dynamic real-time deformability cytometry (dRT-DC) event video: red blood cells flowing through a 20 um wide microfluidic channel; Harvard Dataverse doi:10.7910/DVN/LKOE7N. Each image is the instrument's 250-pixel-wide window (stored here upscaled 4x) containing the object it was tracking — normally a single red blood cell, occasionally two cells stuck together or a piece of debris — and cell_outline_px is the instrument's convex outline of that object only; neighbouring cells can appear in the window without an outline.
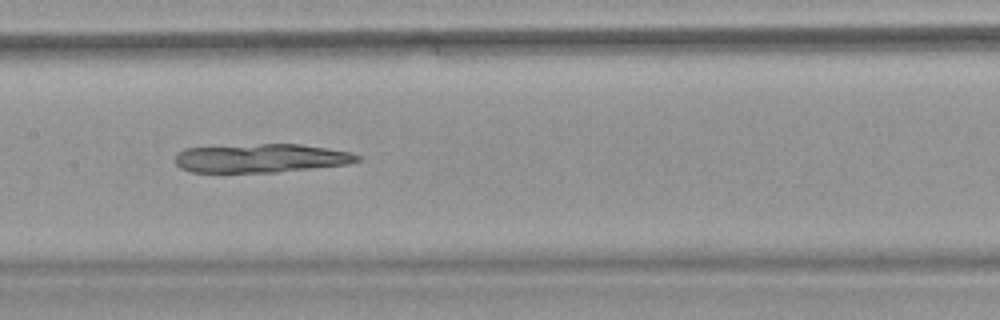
{"species": "common noctule bat (a hibernating species)", "species_latin": "Nyctalus noctula", "temperature_condition": "warm", "stored_images_in_passage": 10, "camera_frame_rate_fps": 3000, "um_per_image_px": 0.085, "animal": {"sex": "female", "body_mass_g": 18.4}, "frame": {"image": 1, "passage_image": 9, "time_ms": 2.667, "image_size_px": [1000, 320], "cell_outline_px": [[360, 160], [348, 164], [276, 172], [192, 172], [180, 168], [176, 164], [176, 152], [184, 148], [260, 144], [300, 144], [352, 152], [360, 156]], "centroid_in_image_um": [22.17, 13.44], "position_along_channel_um": 185.2, "area_um2": 30.4}}